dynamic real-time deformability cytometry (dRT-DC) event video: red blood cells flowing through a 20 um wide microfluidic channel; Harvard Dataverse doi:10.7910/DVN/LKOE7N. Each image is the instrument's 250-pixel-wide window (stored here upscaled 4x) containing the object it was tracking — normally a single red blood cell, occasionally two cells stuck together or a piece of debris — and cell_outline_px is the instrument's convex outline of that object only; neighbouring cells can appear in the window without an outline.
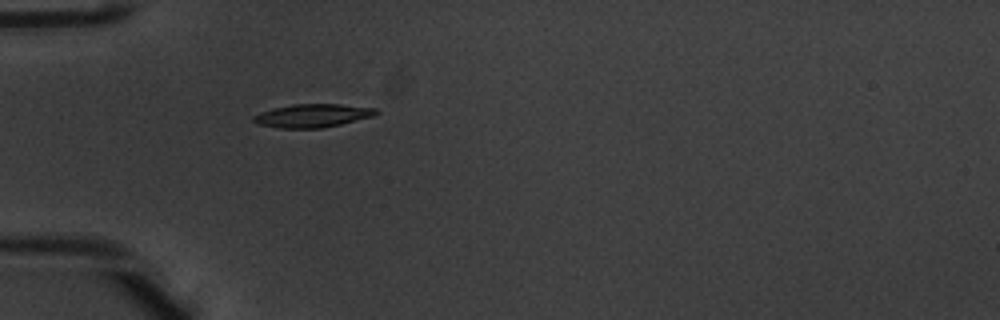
{"species": "common noctule bat (a hibernating species)", "species_latin": "Nyctalus noctula", "temperature_condition": "warm", "stored_images_in_passage": 1, "camera_frame_rate_fps": 3000, "um_per_image_px": 0.085, "animal": {"sex": "male", "body_mass_g": 20.1, "forearm_length_mm": 53.5}, "frame": {"image": 1, "passage_image": 1, "time_ms": 0.0, "image_size_px": [1000, 320], "cell_outline_px": [[380, 112], [372, 116], [324, 128], [280, 128], [256, 124], [252, 120], [252, 116], [260, 112], [272, 108], [292, 104], [340, 104], [376, 108]], "centroid_in_image_um": [26.52, 9.82], "position_along_channel_um": 58.5, "area_um2": 16.7}}